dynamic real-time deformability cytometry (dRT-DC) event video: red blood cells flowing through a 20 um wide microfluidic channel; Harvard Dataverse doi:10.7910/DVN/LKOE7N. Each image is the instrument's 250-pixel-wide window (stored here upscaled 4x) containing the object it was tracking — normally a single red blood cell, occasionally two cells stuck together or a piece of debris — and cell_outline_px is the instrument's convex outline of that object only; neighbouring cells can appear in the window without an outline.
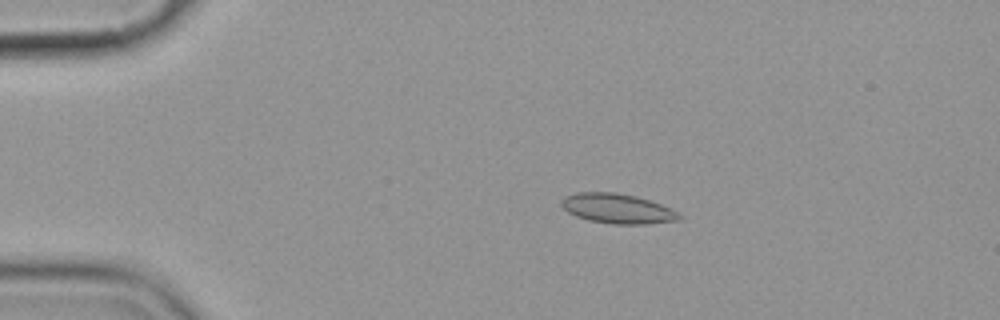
{"species": "common noctule bat (a hibernating species)", "species_latin": "Nyctalus noctula", "temperature_condition": "cold", "stored_images_in_passage": 5, "camera_frame_rate_fps": 3000, "um_per_image_px": 0.085, "animal": {"sex": "female", "body_mass_g": 19.9}, "frame": {"image": 1, "passage_image": 3, "time_ms": 2.333, "image_size_px": [1000, 320], "cell_outline_px": [[684, 216], [680, 220], [648, 224], [612, 224], [588, 220], [576, 216], [568, 212], [560, 204], [560, 200], [564, 196], [576, 192], [616, 192], [636, 196], [660, 204]], "centroid_in_image_um": [52.45, 17.73], "position_along_channel_um": 32.5, "area_um2": 20.52}}